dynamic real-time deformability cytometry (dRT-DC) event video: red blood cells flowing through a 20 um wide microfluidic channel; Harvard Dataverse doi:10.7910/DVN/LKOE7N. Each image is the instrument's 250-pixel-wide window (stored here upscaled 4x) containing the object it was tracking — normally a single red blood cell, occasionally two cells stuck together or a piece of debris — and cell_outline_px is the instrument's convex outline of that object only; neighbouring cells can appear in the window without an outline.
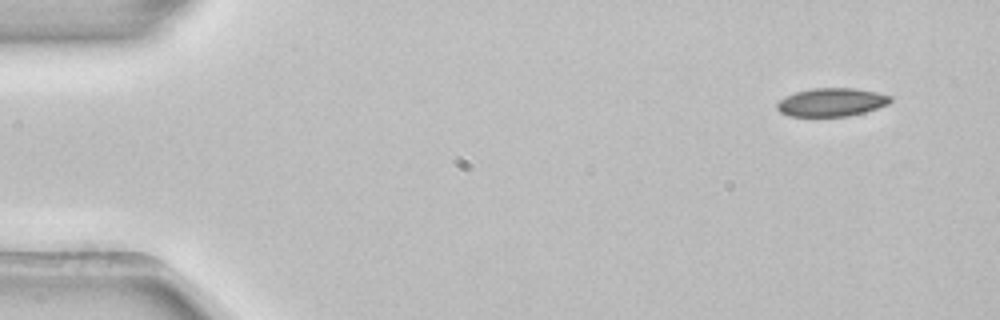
{"species": "common noctule bat (a hibernating species)", "species_latin": "Nyctalus noctula", "temperature_condition": "room temperature", "stored_images_in_passage": 4, "camera_frame_rate_fps": 3000, "um_per_image_px": 0.085, "animal": {"sex": "female", "body_mass_g": 22.7, "forearm_length_mm": 54.2}, "frame": {"image": 1, "passage_image": 1, "time_ms": 0.0, "image_size_px": [1000, 320], "cell_outline_px": [[892, 100], [888, 104], [864, 112], [848, 116], [788, 116], [780, 112], [776, 108], [776, 104], [784, 96], [796, 92], [812, 88], [856, 88], [876, 92], [892, 96]], "centroid_in_image_um": [70.66, 8.68], "position_along_channel_um": 14.3, "area_um2": 18.73}}
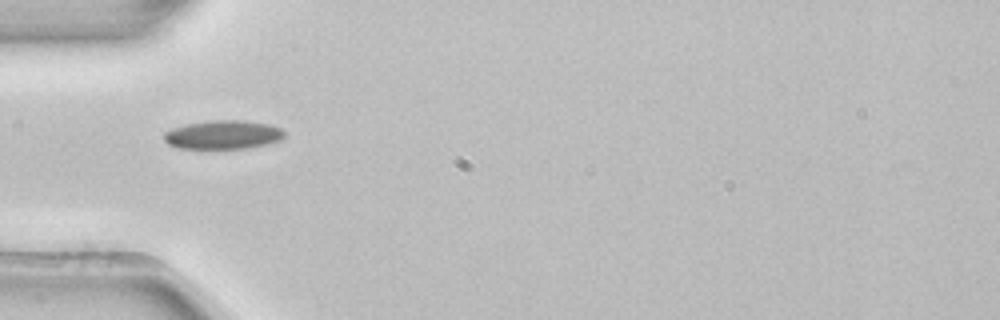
{"frame": {"image": 2, "passage_image": 4, "time_ms": 1.0, "image_size_px": [1000, 320], "cell_outline_px": [[284, 136], [280, 140], [248, 148], [176, 148], [168, 144], [164, 140], [164, 132], [172, 128], [188, 124], [212, 120], [244, 120], [268, 124], [280, 128], [284, 132]], "centroid_in_image_um": [18.93, 11.45], "position_along_channel_um": 66.1, "area_um2": 20.0}}